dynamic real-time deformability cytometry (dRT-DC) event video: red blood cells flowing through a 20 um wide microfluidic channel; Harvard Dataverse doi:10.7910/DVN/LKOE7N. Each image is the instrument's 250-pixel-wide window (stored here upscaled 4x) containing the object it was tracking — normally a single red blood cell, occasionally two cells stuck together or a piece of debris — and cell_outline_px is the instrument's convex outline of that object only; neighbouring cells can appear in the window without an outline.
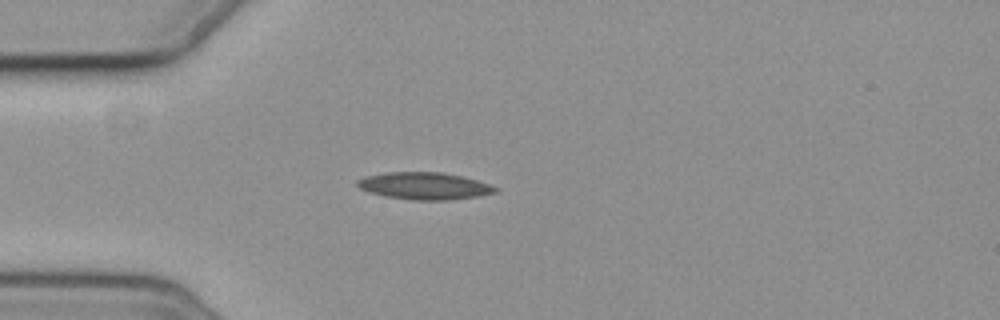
{"species": "common noctule bat (a hibernating species)", "species_latin": "Nyctalus noctula", "temperature_condition": "cold", "stored_images_in_passage": 2, "camera_frame_rate_fps": 3000, "um_per_image_px": 0.085, "animal": {"sex": "female", "body_mass_g": 19.3, "forearm_length_mm": 54.1}, "frame": {"image": 1, "passage_image": 1, "time_ms": 0.0, "image_size_px": [1000, 320], "cell_outline_px": [[500, 188], [496, 192], [476, 196], [448, 200], [416, 200], [384, 196], [368, 192], [360, 188], [356, 184], [356, 180], [364, 176], [388, 172], [444, 172], [476, 180]], "centroid_in_image_um": [36.03, 15.8], "position_along_channel_um": 49.0, "area_um2": 21.73}}